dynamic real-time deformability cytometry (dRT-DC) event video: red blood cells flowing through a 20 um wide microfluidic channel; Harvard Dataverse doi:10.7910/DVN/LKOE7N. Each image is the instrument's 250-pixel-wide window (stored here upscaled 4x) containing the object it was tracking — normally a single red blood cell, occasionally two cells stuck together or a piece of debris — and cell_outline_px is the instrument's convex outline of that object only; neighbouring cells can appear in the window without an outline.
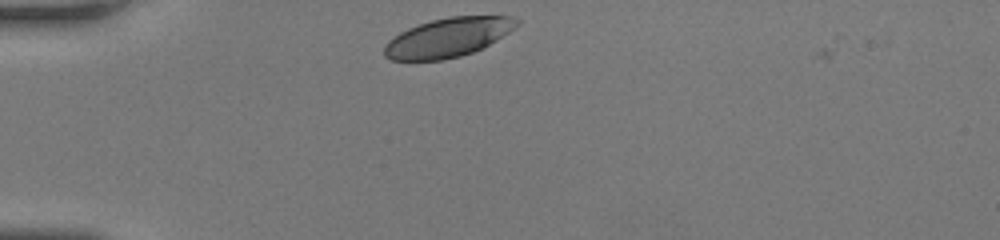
{"species": "human", "species_latin": "Homo sapiens", "temperature_condition": "room temperature", "stored_images_in_passage": 29, "camera_frame_rate_fps": 3000, "um_per_image_px": 0.085, "donor": {"sex": "female"}, "frame": {"image": 1, "passage_image": 1, "time_ms": 0.0, "image_size_px": [1000, 240], "cell_outline_px": [[520, 24], [496, 40], [472, 52], [460, 56], [440, 60], [392, 60], [384, 56], [384, 44], [388, 40], [400, 32], [408, 28], [432, 20], [448, 16], [512, 16], [520, 20]], "centroid_in_image_um": [38.06, 3.17], "position_along_channel_um": 46.9, "area_um2": 30.0}}
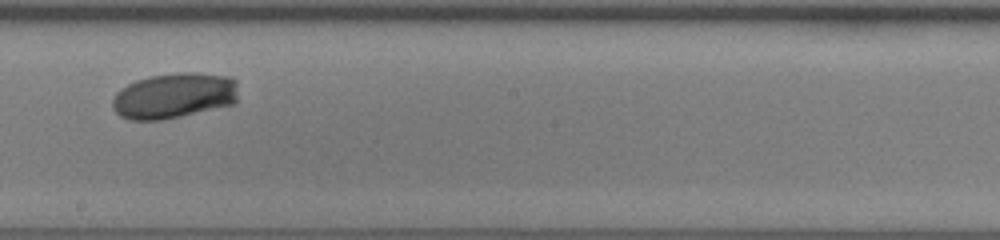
{"frame": {"image": 2, "passage_image": 17, "time_ms": 5.333, "image_size_px": [1000, 240], "cell_outline_px": [[236, 104], [164, 120], [128, 120], [120, 116], [112, 108], [112, 100], [116, 92], [120, 88], [136, 80], [152, 76], [180, 72], [196, 72], [228, 76], [236, 80]], "centroid_in_image_um": [14.78, 8.14], "position_along_channel_um": 233.4, "area_um2": 33.76}}
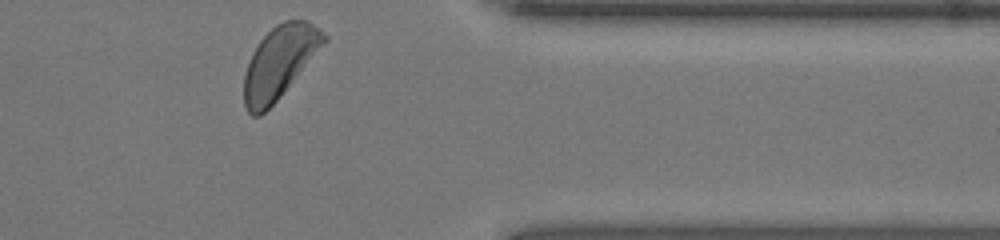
{"frame": {"image": 3, "passage_image": 29, "time_ms": 9.333, "image_size_px": [1000, 240], "cell_outline_px": [[328, 40], [276, 100], [260, 116], [252, 116], [248, 112], [244, 104], [244, 72], [252, 52], [260, 40], [276, 24], [284, 20], [308, 20], [320, 28], [328, 36]], "centroid_in_image_um": [23.75, 5.26], "position_along_channel_um": 387.6, "area_um2": 33.29}, "authors_computed_cell_mechanics": {"area_um2": 32.7148, "velocity_mm_per_s": 4.1488, "shape_relaxation_time_tau1_ms": 3.3846, "shape_relaxation_time_tau2_ms": null, "deformation_change_tau1": 0.1454, "deformation_change_tau2": null}}